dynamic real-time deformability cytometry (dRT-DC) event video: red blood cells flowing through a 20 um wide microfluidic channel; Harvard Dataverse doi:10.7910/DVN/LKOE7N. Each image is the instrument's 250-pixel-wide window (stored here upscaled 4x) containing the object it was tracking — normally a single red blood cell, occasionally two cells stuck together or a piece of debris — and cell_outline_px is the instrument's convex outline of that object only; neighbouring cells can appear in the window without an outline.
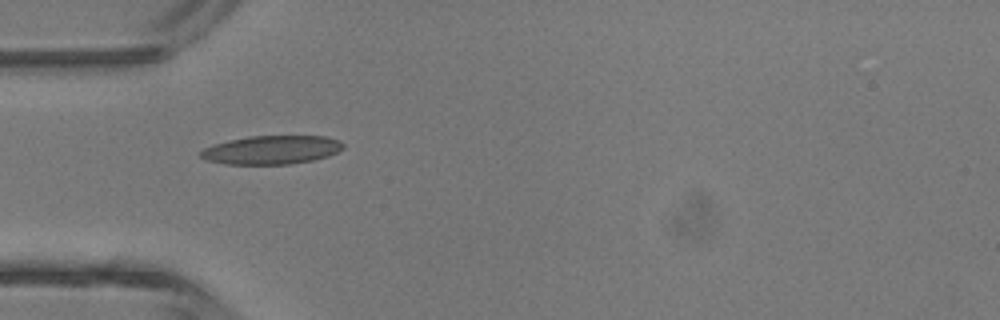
{"species": "common noctule bat (a hibernating species)", "species_latin": "Nyctalus noctula", "temperature_condition": "room temperature", "stored_images_in_passage": 2, "camera_frame_rate_fps": 3000, "um_per_image_px": 0.085, "animal": {"sex": "male", "body_mass_g": 13.3}, "frame": {"image": 1, "passage_image": 2, "time_ms": 1.333, "image_size_px": [1000, 320], "cell_outline_px": [[344, 148], [328, 156], [312, 160], [288, 164], [224, 164], [204, 160], [200, 156], [200, 152], [204, 148], [212, 144], [228, 140], [252, 136], [324, 136], [340, 140], [344, 144]], "centroid_in_image_um": [23.06, 12.74], "position_along_channel_um": 61.9, "area_um2": 23.81}}